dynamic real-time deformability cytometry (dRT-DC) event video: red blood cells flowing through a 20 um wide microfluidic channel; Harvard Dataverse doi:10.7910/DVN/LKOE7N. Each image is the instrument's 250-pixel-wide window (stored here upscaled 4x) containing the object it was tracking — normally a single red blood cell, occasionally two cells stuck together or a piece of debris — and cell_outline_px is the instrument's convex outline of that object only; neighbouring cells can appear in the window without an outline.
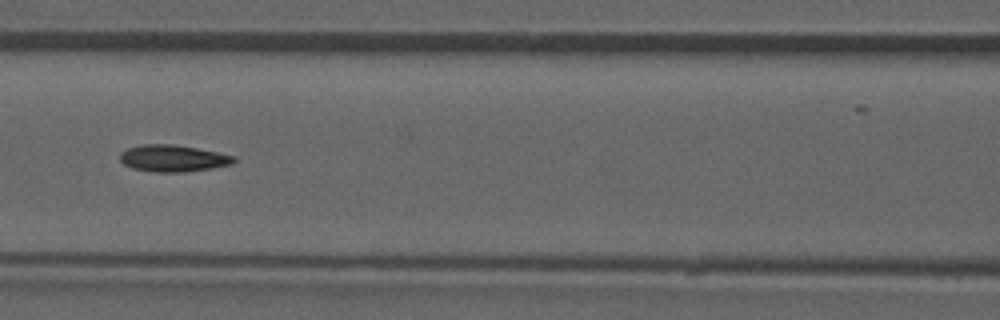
{"species": "common noctule bat (a hibernating species)", "species_latin": "Nyctalus noctula", "temperature_condition": "room temperature", "stored_images_in_passage": 51, "camera_frame_rate_fps": 3000, "um_per_image_px": 0.085, "animal": {"sex": "male", "forearm_length_mm": 52.5}, "frame": {"image": 1, "passage_image": 22, "time_ms": 7.0, "image_size_px": [1000, 320], "cell_outline_px": [[236, 160], [232, 164], [212, 168], [184, 172], [156, 172], [132, 168], [124, 164], [120, 160], [120, 152], [128, 148], [140, 144], [172, 144], [196, 148], [236, 156]], "centroid_in_image_um": [14.7, 13.45], "position_along_channel_um": 151.9, "area_um2": 17.74}, "authors_computed_cell_mechanics": {"area_um2": 17.4556, "velocity_mm_per_s": 3.9507, "shape_relaxation_time_tau1_ms": null, "shape_relaxation_time_tau2_ms": 3.0272, "deformation_change_tau1": null, "deformation_change_tau2": 0.0959}}